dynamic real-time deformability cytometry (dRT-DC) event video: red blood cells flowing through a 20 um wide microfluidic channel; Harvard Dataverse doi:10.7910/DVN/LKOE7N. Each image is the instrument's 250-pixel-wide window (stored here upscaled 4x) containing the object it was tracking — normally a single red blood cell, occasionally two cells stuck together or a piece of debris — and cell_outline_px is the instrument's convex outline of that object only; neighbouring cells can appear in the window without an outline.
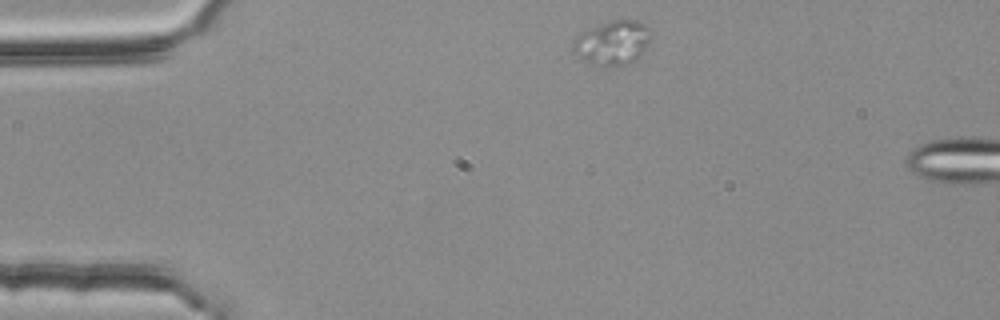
{"species": "common noctule bat (a hibernating species)", "species_latin": "Nyctalus noctula", "temperature_condition": "room temperature", "stored_images_in_passage": 4, "camera_frame_rate_fps": 3000, "um_per_image_px": 0.085, "animal": {"sex": "female", "body_mass_g": 25.1}, "frame": {"image": 1, "passage_image": 1, "time_ms": 0.0, "image_size_px": [1000, 320], "cell_outline_px": [[648, 44], [640, 56], [636, 60], [628, 64], [588, 64], [572, 52], [572, 40], [580, 32], [588, 28], [612, 20], [636, 20], [644, 24], [648, 28]], "centroid_in_image_um": [51.99, 3.62], "position_along_channel_um": 33.0, "area_um2": 19.88}}